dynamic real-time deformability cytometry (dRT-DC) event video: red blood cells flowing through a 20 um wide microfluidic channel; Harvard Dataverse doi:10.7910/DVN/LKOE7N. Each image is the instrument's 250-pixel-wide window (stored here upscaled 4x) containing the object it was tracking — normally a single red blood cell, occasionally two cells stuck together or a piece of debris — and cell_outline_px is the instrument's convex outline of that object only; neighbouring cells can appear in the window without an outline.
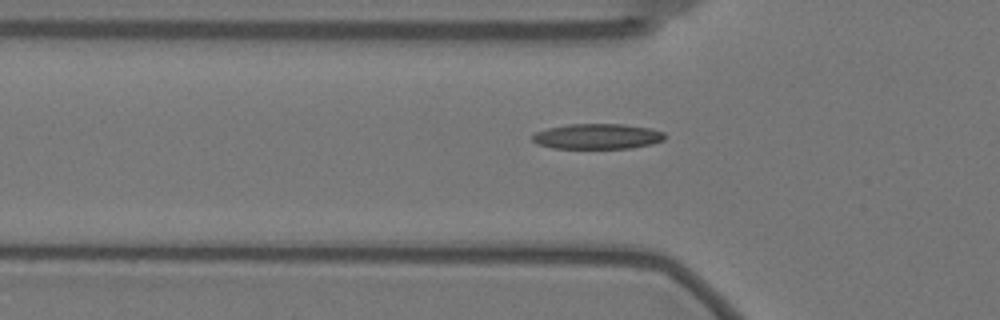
{"species": "Egyptian fruit bat (a non-hibernating species)", "species_latin": "Rousettus aegyptiacus", "temperature_condition": "warm", "stored_images_in_passage": 41, "camera_frame_rate_fps": 3000, "um_per_image_px": 0.085, "animal": {"sex": "female"}, "frame": {"image": 1, "passage_image": 2, "time_ms": 0.333, "image_size_px": [1000, 320], "cell_outline_px": [[664, 140], [652, 144], [632, 148], [552, 148], [536, 144], [532, 140], [532, 136], [536, 132], [548, 128], [568, 124], [624, 124], [652, 128], [664, 132]], "centroid_in_image_um": [50.79, 11.59], "position_along_channel_um": 75.0, "area_um2": 19.65}}
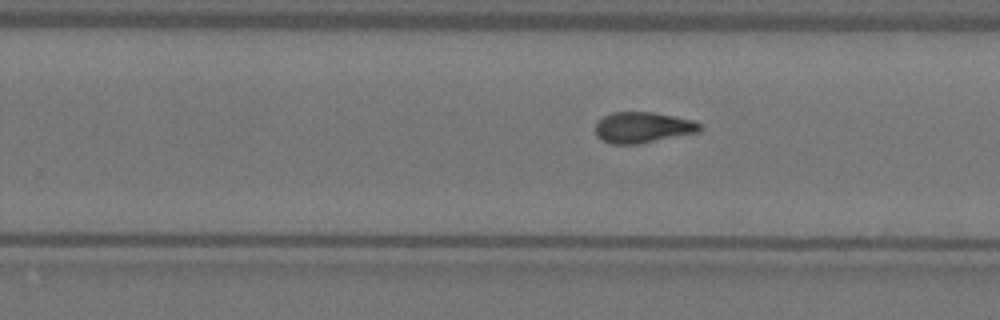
{"frame": {"image": 2, "passage_image": 19, "time_ms": 6.0, "image_size_px": [1000, 320], "cell_outline_px": [[700, 132], [640, 144], [612, 144], [600, 140], [596, 136], [596, 124], [604, 116], [612, 112], [652, 112], [692, 120], [700, 124]], "centroid_in_image_um": [54.61, 10.85], "position_along_channel_um": 275.2, "area_um2": 18.79}}
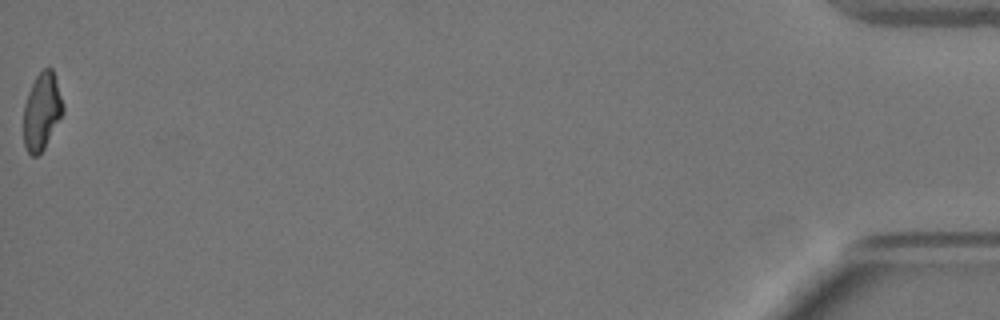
{"frame": {"image": 3, "passage_image": 41, "time_ms": 13.333, "image_size_px": [1000, 320], "cell_outline_px": [[64, 112], [44, 148], [36, 156], [32, 156], [24, 148], [24, 104], [28, 92], [36, 76], [44, 68], [52, 68], [64, 104]], "centroid_in_image_um": [3.56, 9.47], "position_along_channel_um": 431.6, "area_um2": 17.63}, "authors_computed_cell_mechanics": {"area_um2": 18.6694, "velocity_mm_per_s": 3.5194, "shape_relaxation_time_tau1_ms": 7.383, "shape_relaxation_time_tau2_ms": 2.8341, "deformation_change_tau1": 0.2141, "deformation_change_tau2": 0.0949}}